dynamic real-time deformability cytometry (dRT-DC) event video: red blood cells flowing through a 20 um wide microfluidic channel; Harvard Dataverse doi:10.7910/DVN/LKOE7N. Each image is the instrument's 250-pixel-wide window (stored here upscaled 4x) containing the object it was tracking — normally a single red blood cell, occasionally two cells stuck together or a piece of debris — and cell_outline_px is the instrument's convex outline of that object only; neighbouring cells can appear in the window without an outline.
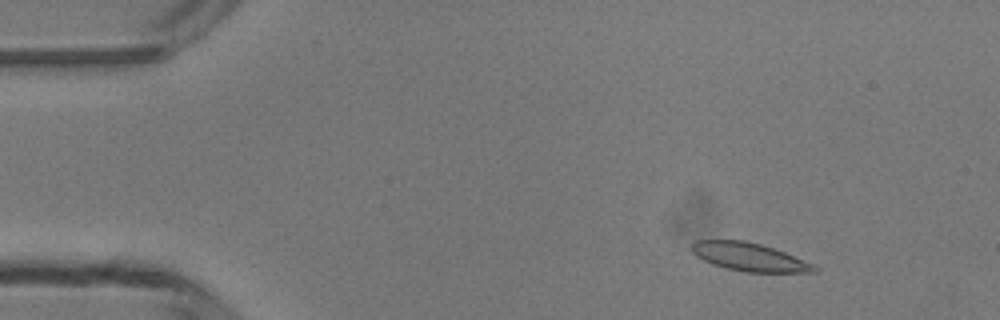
{"species": "common noctule bat (a hibernating species)", "species_latin": "Nyctalus noctula", "temperature_condition": "room temperature", "stored_images_in_passage": 48, "camera_frame_rate_fps": 3000, "um_per_image_px": 0.085, "animal": {"sex": "male", "body_mass_g": 13.3}, "frame": {"image": 1, "passage_image": 6, "time_ms": 1.667, "image_size_px": [1000, 320], "cell_outline_px": [[820, 268], [816, 272], [744, 272], [724, 268], [712, 264], [696, 256], [692, 252], [692, 244], [696, 240], [744, 240], [760, 244], [784, 252], [812, 264]], "centroid_in_image_um": [63.66, 21.85], "position_along_channel_um": 21.3, "area_um2": 20.0}}
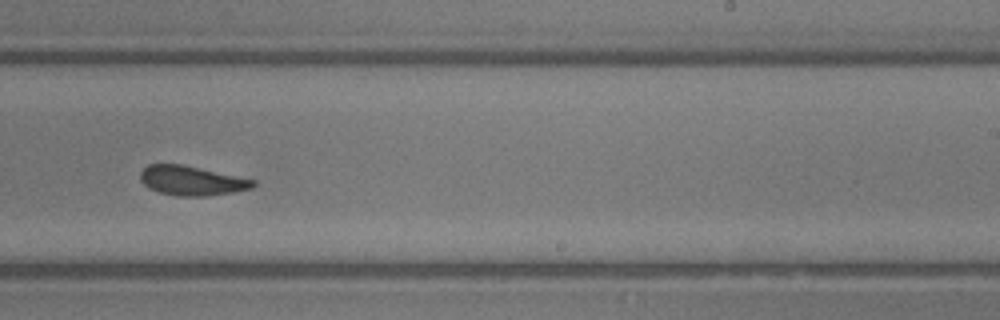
{"frame": {"image": 2, "passage_image": 30, "time_ms": 9.667, "image_size_px": [1000, 320], "cell_outline_px": [[256, 184], [252, 188], [232, 192], [208, 196], [176, 196], [160, 192], [148, 188], [140, 180], [140, 172], [148, 164], [180, 164], [256, 180]], "centroid_in_image_um": [16.27, 15.36], "position_along_channel_um": 272.7, "area_um2": 19.25}}
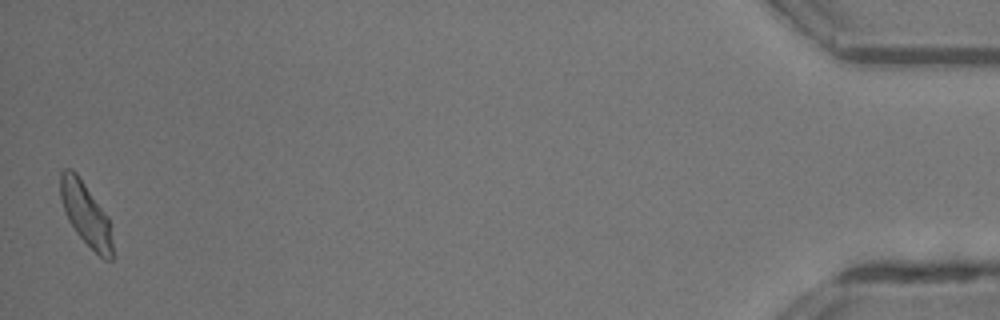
{"frame": {"image": 3, "passage_image": 48, "time_ms": 15.667, "image_size_px": [1000, 320], "cell_outline_px": [[112, 260], [104, 260], [76, 232], [68, 220], [60, 196], [60, 172], [64, 168], [72, 168], [76, 172], [108, 216], [112, 244]], "centroid_in_image_um": [7.28, 18.15], "position_along_channel_um": 427.9, "area_um2": 18.84}, "authors_computed_cell_mechanics": {"area_um2": 19.941, "velocity_mm_per_s": 4.2199, "shape_relaxation_time_tau1_ms": 2.57, "shape_relaxation_time_tau2_ms": 1.1589, "deformation_change_tau1": 0.1, "deformation_change_tau2": 0.0831}}